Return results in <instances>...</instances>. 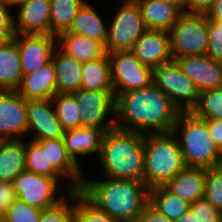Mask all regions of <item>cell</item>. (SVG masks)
I'll return each instance as SVG.
<instances>
[{
  "instance_id": "6da1fadb",
  "label": "cell",
  "mask_w": 222,
  "mask_h": 222,
  "mask_svg": "<svg viewBox=\"0 0 222 222\" xmlns=\"http://www.w3.org/2000/svg\"><path fill=\"white\" fill-rule=\"evenodd\" d=\"M180 111L153 83L115 97V127L142 134L173 132Z\"/></svg>"
},
{
  "instance_id": "7a4b0ae2",
  "label": "cell",
  "mask_w": 222,
  "mask_h": 222,
  "mask_svg": "<svg viewBox=\"0 0 222 222\" xmlns=\"http://www.w3.org/2000/svg\"><path fill=\"white\" fill-rule=\"evenodd\" d=\"M80 192L98 209L119 222H135L149 203L150 188L144 181L84 177Z\"/></svg>"
},
{
  "instance_id": "3957f363",
  "label": "cell",
  "mask_w": 222,
  "mask_h": 222,
  "mask_svg": "<svg viewBox=\"0 0 222 222\" xmlns=\"http://www.w3.org/2000/svg\"><path fill=\"white\" fill-rule=\"evenodd\" d=\"M98 160L105 177L143 181V134L116 127L106 131Z\"/></svg>"
},
{
  "instance_id": "277c9868",
  "label": "cell",
  "mask_w": 222,
  "mask_h": 222,
  "mask_svg": "<svg viewBox=\"0 0 222 222\" xmlns=\"http://www.w3.org/2000/svg\"><path fill=\"white\" fill-rule=\"evenodd\" d=\"M143 181L149 188L164 186L186 165L177 136L169 133L143 134Z\"/></svg>"
},
{
  "instance_id": "5b68a950",
  "label": "cell",
  "mask_w": 222,
  "mask_h": 222,
  "mask_svg": "<svg viewBox=\"0 0 222 222\" xmlns=\"http://www.w3.org/2000/svg\"><path fill=\"white\" fill-rule=\"evenodd\" d=\"M173 133L179 141L186 166L208 169L221 165L222 152L213 142L203 119L191 112H180Z\"/></svg>"
},
{
  "instance_id": "8992f818",
  "label": "cell",
  "mask_w": 222,
  "mask_h": 222,
  "mask_svg": "<svg viewBox=\"0 0 222 222\" xmlns=\"http://www.w3.org/2000/svg\"><path fill=\"white\" fill-rule=\"evenodd\" d=\"M209 20L204 13H182L169 31L173 60L183 56L206 55Z\"/></svg>"
},
{
  "instance_id": "52a82bcc",
  "label": "cell",
  "mask_w": 222,
  "mask_h": 222,
  "mask_svg": "<svg viewBox=\"0 0 222 222\" xmlns=\"http://www.w3.org/2000/svg\"><path fill=\"white\" fill-rule=\"evenodd\" d=\"M58 184L59 182L54 178L38 175L27 170L21 172L13 180L17 199L41 210L58 204L68 193L76 190L71 184L65 185V187ZM62 189H66L63 190L65 194ZM57 191H61L58 196H56Z\"/></svg>"
},
{
  "instance_id": "ba28073f",
  "label": "cell",
  "mask_w": 222,
  "mask_h": 222,
  "mask_svg": "<svg viewBox=\"0 0 222 222\" xmlns=\"http://www.w3.org/2000/svg\"><path fill=\"white\" fill-rule=\"evenodd\" d=\"M153 84L180 112H191L197 104L199 92L175 60L153 69Z\"/></svg>"
},
{
  "instance_id": "9c48e42d",
  "label": "cell",
  "mask_w": 222,
  "mask_h": 222,
  "mask_svg": "<svg viewBox=\"0 0 222 222\" xmlns=\"http://www.w3.org/2000/svg\"><path fill=\"white\" fill-rule=\"evenodd\" d=\"M109 25L106 53L131 50L135 42L148 30L136 1L124 0Z\"/></svg>"
},
{
  "instance_id": "30bf717a",
  "label": "cell",
  "mask_w": 222,
  "mask_h": 222,
  "mask_svg": "<svg viewBox=\"0 0 222 222\" xmlns=\"http://www.w3.org/2000/svg\"><path fill=\"white\" fill-rule=\"evenodd\" d=\"M108 57L115 97L153 83V69L142 64L131 50L114 51L108 53Z\"/></svg>"
},
{
  "instance_id": "8fae6325",
  "label": "cell",
  "mask_w": 222,
  "mask_h": 222,
  "mask_svg": "<svg viewBox=\"0 0 222 222\" xmlns=\"http://www.w3.org/2000/svg\"><path fill=\"white\" fill-rule=\"evenodd\" d=\"M72 94L75 96L80 110L81 127H97L103 128L105 131L115 127L114 91H97L80 88ZM107 115H110V119L107 118Z\"/></svg>"
},
{
  "instance_id": "7c38bea8",
  "label": "cell",
  "mask_w": 222,
  "mask_h": 222,
  "mask_svg": "<svg viewBox=\"0 0 222 222\" xmlns=\"http://www.w3.org/2000/svg\"><path fill=\"white\" fill-rule=\"evenodd\" d=\"M20 53L22 75H27L52 60L57 48L56 36L51 34H21L13 36Z\"/></svg>"
},
{
  "instance_id": "4fadbf2b",
  "label": "cell",
  "mask_w": 222,
  "mask_h": 222,
  "mask_svg": "<svg viewBox=\"0 0 222 222\" xmlns=\"http://www.w3.org/2000/svg\"><path fill=\"white\" fill-rule=\"evenodd\" d=\"M53 108L52 99L26 100L27 133L34 134L31 140L63 138L65 130L56 115L55 108Z\"/></svg>"
},
{
  "instance_id": "5bb4252c",
  "label": "cell",
  "mask_w": 222,
  "mask_h": 222,
  "mask_svg": "<svg viewBox=\"0 0 222 222\" xmlns=\"http://www.w3.org/2000/svg\"><path fill=\"white\" fill-rule=\"evenodd\" d=\"M27 130L26 99L16 91H0V137L23 139Z\"/></svg>"
},
{
  "instance_id": "9a60e30c",
  "label": "cell",
  "mask_w": 222,
  "mask_h": 222,
  "mask_svg": "<svg viewBox=\"0 0 222 222\" xmlns=\"http://www.w3.org/2000/svg\"><path fill=\"white\" fill-rule=\"evenodd\" d=\"M175 61L199 93L222 87V63L207 55L183 56Z\"/></svg>"
},
{
  "instance_id": "2e32d148",
  "label": "cell",
  "mask_w": 222,
  "mask_h": 222,
  "mask_svg": "<svg viewBox=\"0 0 222 222\" xmlns=\"http://www.w3.org/2000/svg\"><path fill=\"white\" fill-rule=\"evenodd\" d=\"M131 51L140 62L152 69L172 61L169 31L148 29Z\"/></svg>"
},
{
  "instance_id": "e0dca14e",
  "label": "cell",
  "mask_w": 222,
  "mask_h": 222,
  "mask_svg": "<svg viewBox=\"0 0 222 222\" xmlns=\"http://www.w3.org/2000/svg\"><path fill=\"white\" fill-rule=\"evenodd\" d=\"M16 7V33L51 34L50 0H28Z\"/></svg>"
},
{
  "instance_id": "ac0fdd59",
  "label": "cell",
  "mask_w": 222,
  "mask_h": 222,
  "mask_svg": "<svg viewBox=\"0 0 222 222\" xmlns=\"http://www.w3.org/2000/svg\"><path fill=\"white\" fill-rule=\"evenodd\" d=\"M103 128L80 127L65 131L63 136L65 147L71 159L80 167L79 157L89 154H101L102 140L105 134Z\"/></svg>"
},
{
  "instance_id": "d6986e66",
  "label": "cell",
  "mask_w": 222,
  "mask_h": 222,
  "mask_svg": "<svg viewBox=\"0 0 222 222\" xmlns=\"http://www.w3.org/2000/svg\"><path fill=\"white\" fill-rule=\"evenodd\" d=\"M46 151L48 161L70 184L79 190L82 186L83 171L68 155L63 138L36 141Z\"/></svg>"
},
{
  "instance_id": "ffe728a7",
  "label": "cell",
  "mask_w": 222,
  "mask_h": 222,
  "mask_svg": "<svg viewBox=\"0 0 222 222\" xmlns=\"http://www.w3.org/2000/svg\"><path fill=\"white\" fill-rule=\"evenodd\" d=\"M16 92L26 100L52 99L57 93L53 61L30 74L23 75Z\"/></svg>"
},
{
  "instance_id": "44dd1931",
  "label": "cell",
  "mask_w": 222,
  "mask_h": 222,
  "mask_svg": "<svg viewBox=\"0 0 222 222\" xmlns=\"http://www.w3.org/2000/svg\"><path fill=\"white\" fill-rule=\"evenodd\" d=\"M207 169L185 166L164 186L188 203L201 199L205 194Z\"/></svg>"
},
{
  "instance_id": "7402d4cb",
  "label": "cell",
  "mask_w": 222,
  "mask_h": 222,
  "mask_svg": "<svg viewBox=\"0 0 222 222\" xmlns=\"http://www.w3.org/2000/svg\"><path fill=\"white\" fill-rule=\"evenodd\" d=\"M57 48L67 56L84 63L103 57L105 47L96 40L78 34L63 32L56 36Z\"/></svg>"
},
{
  "instance_id": "603a6c76",
  "label": "cell",
  "mask_w": 222,
  "mask_h": 222,
  "mask_svg": "<svg viewBox=\"0 0 222 222\" xmlns=\"http://www.w3.org/2000/svg\"><path fill=\"white\" fill-rule=\"evenodd\" d=\"M22 77L18 45L5 39L0 43V91H16Z\"/></svg>"
},
{
  "instance_id": "cb8c5ba5",
  "label": "cell",
  "mask_w": 222,
  "mask_h": 222,
  "mask_svg": "<svg viewBox=\"0 0 222 222\" xmlns=\"http://www.w3.org/2000/svg\"><path fill=\"white\" fill-rule=\"evenodd\" d=\"M147 29L170 31L182 12L160 0H136Z\"/></svg>"
},
{
  "instance_id": "d4e9b609",
  "label": "cell",
  "mask_w": 222,
  "mask_h": 222,
  "mask_svg": "<svg viewBox=\"0 0 222 222\" xmlns=\"http://www.w3.org/2000/svg\"><path fill=\"white\" fill-rule=\"evenodd\" d=\"M52 61L55 67L57 93H74L81 88L82 63L55 49Z\"/></svg>"
},
{
  "instance_id": "484cf974",
  "label": "cell",
  "mask_w": 222,
  "mask_h": 222,
  "mask_svg": "<svg viewBox=\"0 0 222 222\" xmlns=\"http://www.w3.org/2000/svg\"><path fill=\"white\" fill-rule=\"evenodd\" d=\"M105 24L95 7L86 1L76 14L68 32L99 41L105 47L108 30Z\"/></svg>"
},
{
  "instance_id": "4316f807",
  "label": "cell",
  "mask_w": 222,
  "mask_h": 222,
  "mask_svg": "<svg viewBox=\"0 0 222 222\" xmlns=\"http://www.w3.org/2000/svg\"><path fill=\"white\" fill-rule=\"evenodd\" d=\"M25 170V141L8 139L0 142V181L13 182Z\"/></svg>"
},
{
  "instance_id": "83f0119b",
  "label": "cell",
  "mask_w": 222,
  "mask_h": 222,
  "mask_svg": "<svg viewBox=\"0 0 222 222\" xmlns=\"http://www.w3.org/2000/svg\"><path fill=\"white\" fill-rule=\"evenodd\" d=\"M81 89L114 91L108 53L103 57L82 63Z\"/></svg>"
},
{
  "instance_id": "f1b7e54d",
  "label": "cell",
  "mask_w": 222,
  "mask_h": 222,
  "mask_svg": "<svg viewBox=\"0 0 222 222\" xmlns=\"http://www.w3.org/2000/svg\"><path fill=\"white\" fill-rule=\"evenodd\" d=\"M149 203L172 221L190 208V203L172 194L165 186L150 188Z\"/></svg>"
},
{
  "instance_id": "f546056e",
  "label": "cell",
  "mask_w": 222,
  "mask_h": 222,
  "mask_svg": "<svg viewBox=\"0 0 222 222\" xmlns=\"http://www.w3.org/2000/svg\"><path fill=\"white\" fill-rule=\"evenodd\" d=\"M87 0H50L51 35L69 31L79 9Z\"/></svg>"
},
{
  "instance_id": "4dcf8cb0",
  "label": "cell",
  "mask_w": 222,
  "mask_h": 222,
  "mask_svg": "<svg viewBox=\"0 0 222 222\" xmlns=\"http://www.w3.org/2000/svg\"><path fill=\"white\" fill-rule=\"evenodd\" d=\"M28 142H25V170L54 178L58 182L60 178H64L48 161L46 151L36 141Z\"/></svg>"
},
{
  "instance_id": "1f68e13d",
  "label": "cell",
  "mask_w": 222,
  "mask_h": 222,
  "mask_svg": "<svg viewBox=\"0 0 222 222\" xmlns=\"http://www.w3.org/2000/svg\"><path fill=\"white\" fill-rule=\"evenodd\" d=\"M52 102L65 131L81 127L80 110L72 93H56Z\"/></svg>"
},
{
  "instance_id": "d6a6232c",
  "label": "cell",
  "mask_w": 222,
  "mask_h": 222,
  "mask_svg": "<svg viewBox=\"0 0 222 222\" xmlns=\"http://www.w3.org/2000/svg\"><path fill=\"white\" fill-rule=\"evenodd\" d=\"M191 113L200 119H222V87L200 92Z\"/></svg>"
},
{
  "instance_id": "836d02e7",
  "label": "cell",
  "mask_w": 222,
  "mask_h": 222,
  "mask_svg": "<svg viewBox=\"0 0 222 222\" xmlns=\"http://www.w3.org/2000/svg\"><path fill=\"white\" fill-rule=\"evenodd\" d=\"M73 222H119L91 203L80 190L74 191Z\"/></svg>"
},
{
  "instance_id": "e575fe53",
  "label": "cell",
  "mask_w": 222,
  "mask_h": 222,
  "mask_svg": "<svg viewBox=\"0 0 222 222\" xmlns=\"http://www.w3.org/2000/svg\"><path fill=\"white\" fill-rule=\"evenodd\" d=\"M73 212L74 191L68 193L58 204L42 209L39 222H73Z\"/></svg>"
},
{
  "instance_id": "d590c367",
  "label": "cell",
  "mask_w": 222,
  "mask_h": 222,
  "mask_svg": "<svg viewBox=\"0 0 222 222\" xmlns=\"http://www.w3.org/2000/svg\"><path fill=\"white\" fill-rule=\"evenodd\" d=\"M204 197L222 212V165L207 169Z\"/></svg>"
},
{
  "instance_id": "8d00e7d4",
  "label": "cell",
  "mask_w": 222,
  "mask_h": 222,
  "mask_svg": "<svg viewBox=\"0 0 222 222\" xmlns=\"http://www.w3.org/2000/svg\"><path fill=\"white\" fill-rule=\"evenodd\" d=\"M41 211L16 199L3 214V222H39Z\"/></svg>"
},
{
  "instance_id": "74e56055",
  "label": "cell",
  "mask_w": 222,
  "mask_h": 222,
  "mask_svg": "<svg viewBox=\"0 0 222 222\" xmlns=\"http://www.w3.org/2000/svg\"><path fill=\"white\" fill-rule=\"evenodd\" d=\"M189 209L194 213V222H222V212L205 197L191 203Z\"/></svg>"
},
{
  "instance_id": "f35d334b",
  "label": "cell",
  "mask_w": 222,
  "mask_h": 222,
  "mask_svg": "<svg viewBox=\"0 0 222 222\" xmlns=\"http://www.w3.org/2000/svg\"><path fill=\"white\" fill-rule=\"evenodd\" d=\"M208 57L222 63V22L209 20Z\"/></svg>"
},
{
  "instance_id": "ab89813d",
  "label": "cell",
  "mask_w": 222,
  "mask_h": 222,
  "mask_svg": "<svg viewBox=\"0 0 222 222\" xmlns=\"http://www.w3.org/2000/svg\"><path fill=\"white\" fill-rule=\"evenodd\" d=\"M12 8L4 0H0V34L5 39H11L16 34Z\"/></svg>"
},
{
  "instance_id": "60d3db41",
  "label": "cell",
  "mask_w": 222,
  "mask_h": 222,
  "mask_svg": "<svg viewBox=\"0 0 222 222\" xmlns=\"http://www.w3.org/2000/svg\"><path fill=\"white\" fill-rule=\"evenodd\" d=\"M16 199L13 182L0 181V215H3Z\"/></svg>"
},
{
  "instance_id": "b9f144b4",
  "label": "cell",
  "mask_w": 222,
  "mask_h": 222,
  "mask_svg": "<svg viewBox=\"0 0 222 222\" xmlns=\"http://www.w3.org/2000/svg\"><path fill=\"white\" fill-rule=\"evenodd\" d=\"M135 222H173L148 203Z\"/></svg>"
},
{
  "instance_id": "7bdbcfd3",
  "label": "cell",
  "mask_w": 222,
  "mask_h": 222,
  "mask_svg": "<svg viewBox=\"0 0 222 222\" xmlns=\"http://www.w3.org/2000/svg\"><path fill=\"white\" fill-rule=\"evenodd\" d=\"M209 131V134L218 147V149L222 152V119H203Z\"/></svg>"
},
{
  "instance_id": "ee69618b",
  "label": "cell",
  "mask_w": 222,
  "mask_h": 222,
  "mask_svg": "<svg viewBox=\"0 0 222 222\" xmlns=\"http://www.w3.org/2000/svg\"><path fill=\"white\" fill-rule=\"evenodd\" d=\"M215 0H185L186 13H204L212 7Z\"/></svg>"
},
{
  "instance_id": "f6af8a7d",
  "label": "cell",
  "mask_w": 222,
  "mask_h": 222,
  "mask_svg": "<svg viewBox=\"0 0 222 222\" xmlns=\"http://www.w3.org/2000/svg\"><path fill=\"white\" fill-rule=\"evenodd\" d=\"M208 20L222 22V0H215L212 7L206 12Z\"/></svg>"
},
{
  "instance_id": "bcb514c9",
  "label": "cell",
  "mask_w": 222,
  "mask_h": 222,
  "mask_svg": "<svg viewBox=\"0 0 222 222\" xmlns=\"http://www.w3.org/2000/svg\"><path fill=\"white\" fill-rule=\"evenodd\" d=\"M178 8L182 13H186L185 0H160Z\"/></svg>"
},
{
  "instance_id": "7dc6e473",
  "label": "cell",
  "mask_w": 222,
  "mask_h": 222,
  "mask_svg": "<svg viewBox=\"0 0 222 222\" xmlns=\"http://www.w3.org/2000/svg\"><path fill=\"white\" fill-rule=\"evenodd\" d=\"M173 222H194V213L189 209L186 213L181 215Z\"/></svg>"
},
{
  "instance_id": "c3c4849f",
  "label": "cell",
  "mask_w": 222,
  "mask_h": 222,
  "mask_svg": "<svg viewBox=\"0 0 222 222\" xmlns=\"http://www.w3.org/2000/svg\"><path fill=\"white\" fill-rule=\"evenodd\" d=\"M7 4H9L12 8H16L17 5L28 1V0H4Z\"/></svg>"
},
{
  "instance_id": "681fc988",
  "label": "cell",
  "mask_w": 222,
  "mask_h": 222,
  "mask_svg": "<svg viewBox=\"0 0 222 222\" xmlns=\"http://www.w3.org/2000/svg\"><path fill=\"white\" fill-rule=\"evenodd\" d=\"M5 40V38L0 34V43Z\"/></svg>"
},
{
  "instance_id": "f907efd6",
  "label": "cell",
  "mask_w": 222,
  "mask_h": 222,
  "mask_svg": "<svg viewBox=\"0 0 222 222\" xmlns=\"http://www.w3.org/2000/svg\"><path fill=\"white\" fill-rule=\"evenodd\" d=\"M0 222H3V215H0Z\"/></svg>"
}]
</instances>
